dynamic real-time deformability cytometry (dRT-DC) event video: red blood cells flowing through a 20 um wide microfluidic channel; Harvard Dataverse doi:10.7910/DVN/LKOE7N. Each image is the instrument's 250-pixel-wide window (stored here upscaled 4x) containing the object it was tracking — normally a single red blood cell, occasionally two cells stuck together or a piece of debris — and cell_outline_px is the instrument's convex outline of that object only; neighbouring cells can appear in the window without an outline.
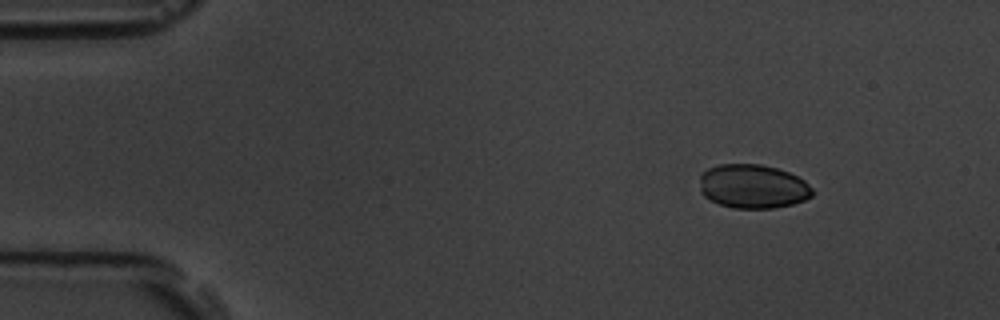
{"species": "common noctule bat (a hibernating species)", "species_latin": "Nyctalus noctula", "temperature_condition": "room temperature", "stored_images_in_passage": 5, "camera_frame_rate_fps": 3000, "um_per_image_px": 0.085, "animal": {"sex": "male", "body_mass_g": 19.5, "forearm_length_mm": 54.6}, "frame": {"image": 1, "passage_image": 2, "time_ms": 2.0, "image_size_px": [1000, 320], "cell_outline_px": [[812, 196], [804, 200], [792, 204], [772, 208], [732, 208], [720, 204], [704, 196], [700, 192], [700, 176], [708, 168], [720, 164], [760, 164], [776, 168], [788, 172], [804, 180], [812, 188]], "centroid_in_image_um": [63.98, 15.84], "position_along_channel_um": 21.0, "area_um2": 28.78}}